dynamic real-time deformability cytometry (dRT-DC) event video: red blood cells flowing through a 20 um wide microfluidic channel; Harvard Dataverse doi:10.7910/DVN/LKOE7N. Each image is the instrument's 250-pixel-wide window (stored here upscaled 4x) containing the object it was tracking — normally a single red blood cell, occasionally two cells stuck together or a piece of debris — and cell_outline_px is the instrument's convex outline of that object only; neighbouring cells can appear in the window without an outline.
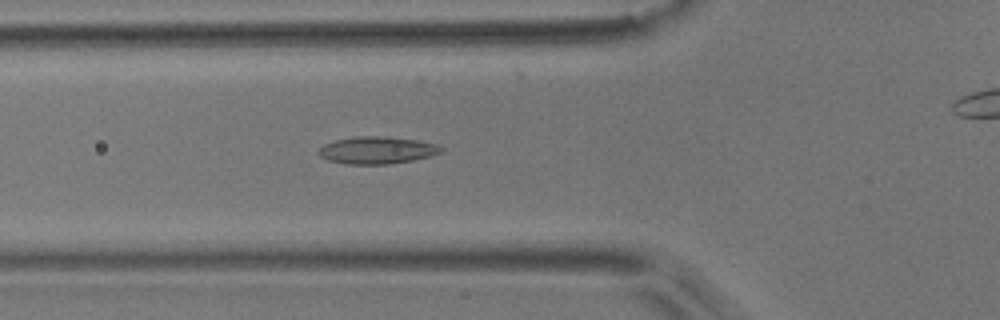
{"species": "common noctule bat (a hibernating species)", "species_latin": "Nyctalus noctula", "temperature_condition": "room temperature", "stored_images_in_passage": 47, "camera_frame_rate_fps": 3000, "um_per_image_px": 0.085, "animal": {"sex": "male", "body_mass_g": 17.9}, "frame": {"image": 1, "passage_image": 19, "time_ms": 6.0, "image_size_px": [1000, 320], "cell_outline_px": [[444, 148], [440, 152], [432, 156], [412, 160], [388, 164], [344, 164], [328, 160], [320, 156], [316, 152], [324, 144], [336, 140], [356, 136], [384, 136], [416, 140], [440, 144]], "centroid_in_image_um": [32.05, 12.76], "position_along_channel_um": 93.7, "area_um2": 19.54}}
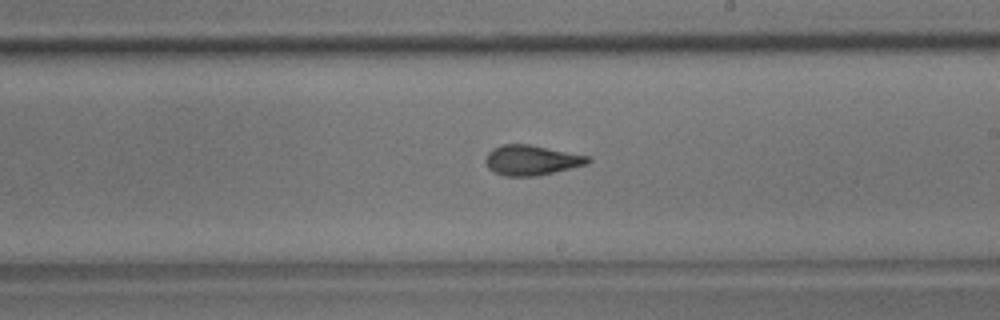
{"frame": {"image": 2, "passage_image": 31, "time_ms": 10.0, "image_size_px": [1000, 320], "cell_outline_px": [[592, 160], [588, 164], [536, 176], [504, 176], [492, 172], [488, 168], [484, 160], [488, 152], [492, 148], [504, 144], [528, 144], [592, 156]], "centroid_in_image_um": [45.18, 13.61], "position_along_channel_um": 243.8, "area_um2": 18.15}}
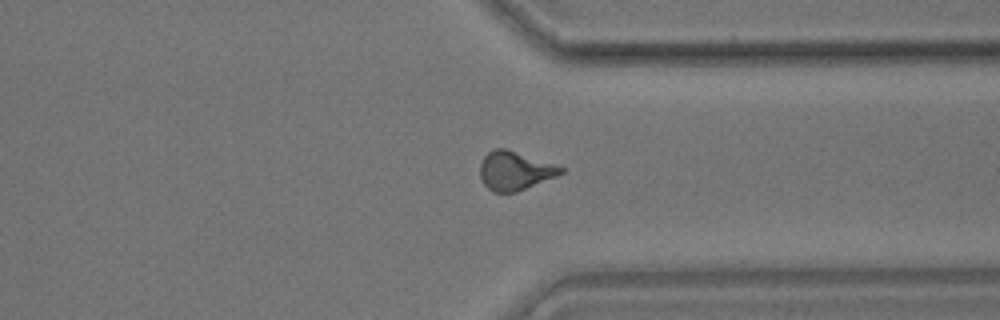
{"frame": {"image": 3, "passage_image": 41, "time_ms": 13.333, "image_size_px": [1000, 320], "cell_outline_px": [[564, 172], [556, 176], [516, 192], [492, 192], [484, 184], [480, 176], [480, 164], [484, 156], [488, 152], [496, 148], [504, 148], [564, 168]], "centroid_in_image_um": [43.72, 14.52], "position_along_channel_um": 367.7, "area_um2": 17.8}}